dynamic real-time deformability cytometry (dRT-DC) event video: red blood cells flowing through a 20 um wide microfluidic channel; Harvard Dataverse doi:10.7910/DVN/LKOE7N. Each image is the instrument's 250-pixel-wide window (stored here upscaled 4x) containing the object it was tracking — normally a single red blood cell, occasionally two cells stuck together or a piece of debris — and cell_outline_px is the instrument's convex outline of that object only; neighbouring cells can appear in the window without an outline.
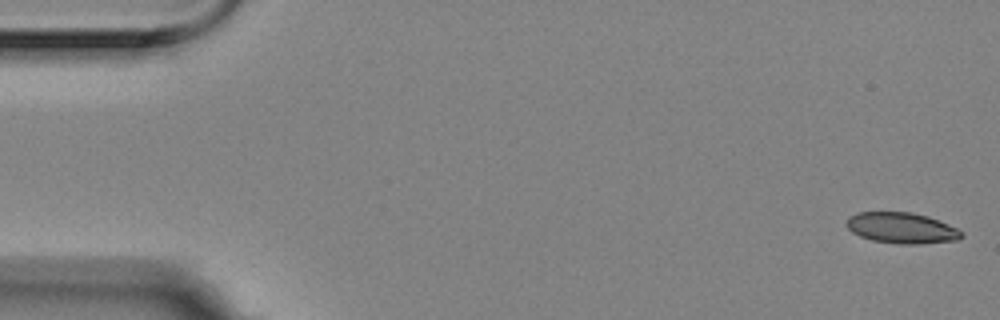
{"species": "Egyptian fruit bat (a non-hibernating species)", "species_latin": "Rousettus aegyptiacus", "temperature_condition": "room temperature", "stored_images_in_passage": 16, "camera_frame_rate_fps": 3000, "um_per_image_px": 0.085, "animal": {"sex": "female"}, "frame": {"image": 1, "passage_image": 1, "time_ms": 0.0, "image_size_px": [1000, 320], "cell_outline_px": [[964, 236], [960, 240], [920, 244], [896, 244], [872, 240], [860, 236], [852, 232], [844, 224], [848, 216], [856, 212], [912, 212], [928, 216], [948, 224], [964, 232]], "centroid_in_image_um": [76.64, 19.38], "position_along_channel_um": 8.4, "area_um2": 21.04}}
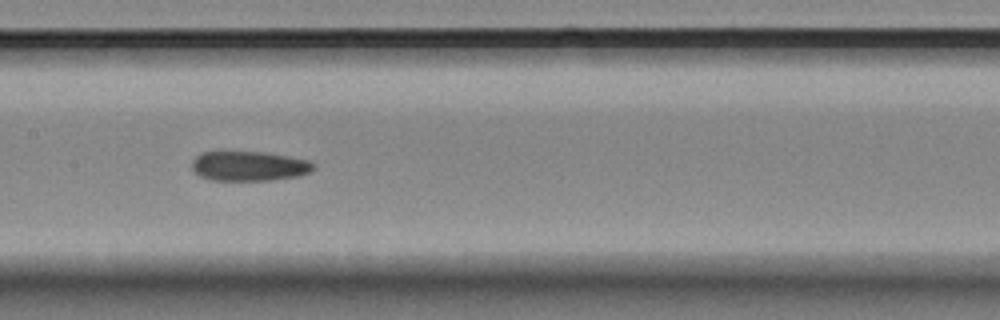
{"frame": {"image": 2, "passage_image": 8, "time_ms": 2.333, "image_size_px": [1000, 320], "cell_outline_px": [[316, 168], [308, 172], [296, 176], [268, 180], [212, 180], [200, 176], [192, 168], [192, 160], [200, 152], [264, 152], [288, 156], [308, 160], [316, 164]], "centroid_in_image_um": [21.17, 14.11], "position_along_channel_um": 186.2, "area_um2": 20.92}}
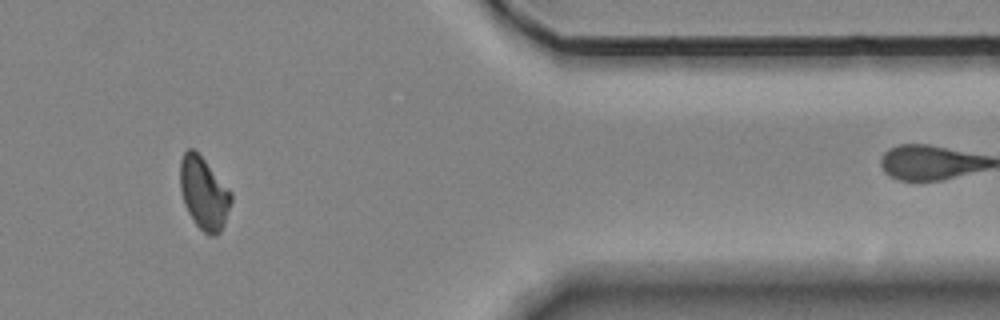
{"frame": {"image": 3, "passage_image": 13, "time_ms": 4.0, "image_size_px": [1000, 320], "cell_outline_px": [[232, 200], [224, 224], [220, 232], [216, 236], [208, 236], [192, 220], [188, 212], [180, 188], [180, 160], [184, 152], [188, 148], [192, 148], [204, 160], [232, 192]], "centroid_in_image_um": [17.33, 16.44], "position_along_channel_um": 394.1, "area_um2": 21.33}}